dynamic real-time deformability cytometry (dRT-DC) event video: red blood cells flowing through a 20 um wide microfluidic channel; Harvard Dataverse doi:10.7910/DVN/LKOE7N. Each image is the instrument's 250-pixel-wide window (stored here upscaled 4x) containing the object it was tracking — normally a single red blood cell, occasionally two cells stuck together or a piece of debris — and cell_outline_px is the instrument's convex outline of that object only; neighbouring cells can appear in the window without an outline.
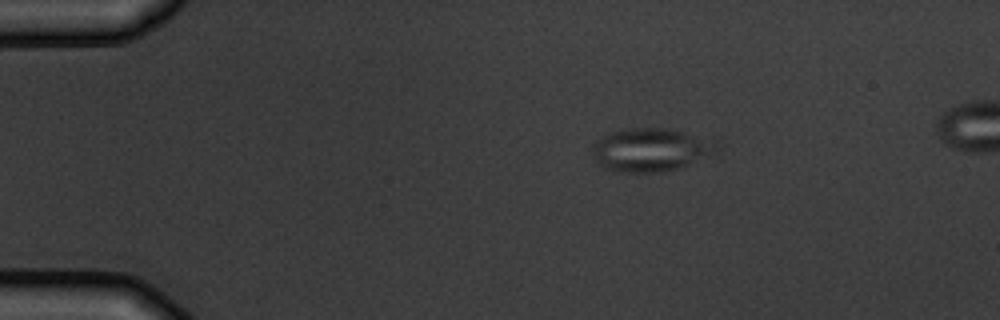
{"species": "common noctule bat (a hibernating species)", "species_latin": "Nyctalus noctula", "temperature_condition": "warm", "stored_images_in_passage": 4, "camera_frame_rate_fps": 3000, "um_per_image_px": 0.085, "animal": {"sex": "male", "body_mass_g": 19.5, "forearm_length_mm": 54.6}, "frame": {"image": 1, "passage_image": 1, "time_ms": 0.0, "image_size_px": [1000, 320], "cell_outline_px": [[704, 152], [684, 164], [676, 168], [656, 172], [628, 172], [604, 168], [596, 160], [592, 152], [592, 144], [596, 140], [612, 132], [624, 128], [668, 128], [680, 132], [688, 136], [704, 148]], "centroid_in_image_um": [54.83, 12.74], "position_along_channel_um": 30.2, "area_um2": 28.03}}